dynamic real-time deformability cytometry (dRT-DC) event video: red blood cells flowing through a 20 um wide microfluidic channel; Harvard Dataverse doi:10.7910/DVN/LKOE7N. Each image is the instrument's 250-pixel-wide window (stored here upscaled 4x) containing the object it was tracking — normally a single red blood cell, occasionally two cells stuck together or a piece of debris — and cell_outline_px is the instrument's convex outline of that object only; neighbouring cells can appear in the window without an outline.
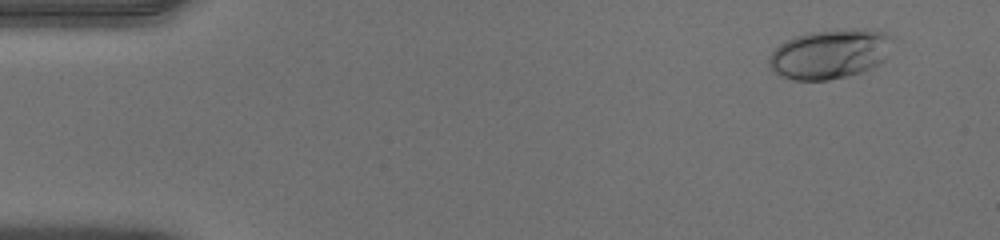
{"species": "human", "species_latin": "Homo sapiens", "temperature_condition": "warm", "stored_images_in_passage": 51, "camera_frame_rate_fps": 3000, "um_per_image_px": 0.085, "donor": {"sex": "male"}, "frame": {"image": 1, "passage_image": 4, "time_ms": 1.0, "image_size_px": [1000, 240], "cell_outline_px": [[896, 36], [884, 60], [880, 64], [872, 68], [848, 76], [828, 80], [792, 80], [776, 72], [768, 64], [768, 60], [772, 52], [780, 44], [796, 36], [812, 32], [864, 28], [888, 32]], "centroid_in_image_um": [70.62, 4.58], "position_along_channel_um": 14.4, "area_um2": 35.66}}
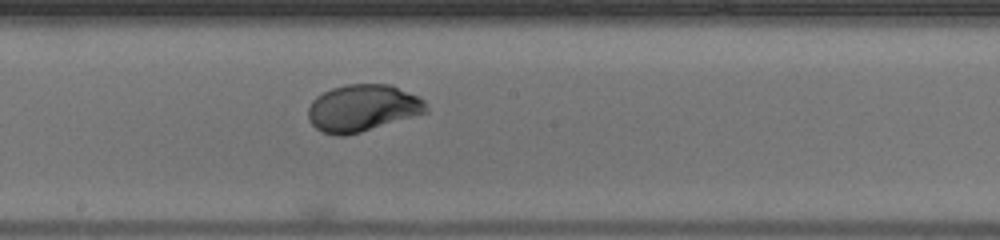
{"frame": {"image": 2, "passage_image": 28, "time_ms": 9.0, "image_size_px": [1000, 240], "cell_outline_px": [[428, 112], [360, 132], [344, 136], [336, 136], [324, 132], [316, 128], [312, 124], [308, 116], [308, 108], [312, 100], [316, 96], [332, 88], [344, 84], [392, 84], [420, 96], [424, 100], [428, 108]], "centroid_in_image_um": [30.84, 9.17], "position_along_channel_um": 217.4, "area_um2": 32.43}}
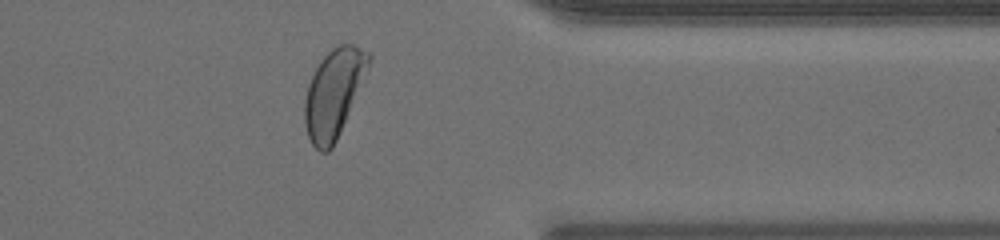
{"frame": {"image": 3, "passage_image": 41, "time_ms": 13.333, "image_size_px": [1000, 240], "cell_outline_px": [[372, 56], [336, 140], [332, 148], [328, 152], [320, 152], [312, 144], [308, 136], [304, 124], [304, 100], [308, 84], [320, 60], [332, 48], [340, 44], [352, 44], [368, 52]], "centroid_in_image_um": [28.31, 7.93], "position_along_channel_um": 383.1, "area_um2": 31.96}, "authors_computed_cell_mechanics": {"area_um2": 32.1946, "velocity_mm_per_s": 4.054, "shape_relaxation_time_tau1_ms": 2.4367, "shape_relaxation_time_tau2_ms": null, "deformation_change_tau1": 0.166, "deformation_change_tau2": null}}